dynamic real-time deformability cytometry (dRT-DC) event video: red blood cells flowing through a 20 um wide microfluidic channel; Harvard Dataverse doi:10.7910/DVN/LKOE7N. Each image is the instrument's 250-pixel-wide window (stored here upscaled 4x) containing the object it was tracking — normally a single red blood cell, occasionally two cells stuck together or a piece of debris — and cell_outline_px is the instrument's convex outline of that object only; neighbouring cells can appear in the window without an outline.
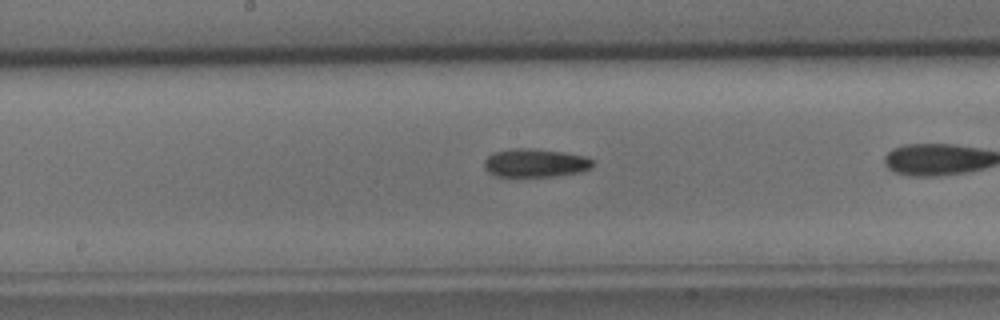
{"species": "common noctule bat (a hibernating species)", "species_latin": "Nyctalus noctula", "temperature_condition": "cold", "stored_images_in_passage": 22, "camera_frame_rate_fps": 3000, "um_per_image_px": 0.085, "animal": {"sex": "male", "body_mass_g": 15.6}, "frame": {"image": 1, "passage_image": 10, "time_ms": 3.0, "image_size_px": [1000, 320], "cell_outline_px": [[592, 168], [580, 172], [556, 176], [496, 176], [488, 172], [484, 168], [484, 160], [492, 152], [512, 148], [532, 148], [564, 152], [584, 156], [592, 160]], "centroid_in_image_um": [45.47, 13.84], "position_along_channel_um": 202.7, "area_um2": 18.03}}